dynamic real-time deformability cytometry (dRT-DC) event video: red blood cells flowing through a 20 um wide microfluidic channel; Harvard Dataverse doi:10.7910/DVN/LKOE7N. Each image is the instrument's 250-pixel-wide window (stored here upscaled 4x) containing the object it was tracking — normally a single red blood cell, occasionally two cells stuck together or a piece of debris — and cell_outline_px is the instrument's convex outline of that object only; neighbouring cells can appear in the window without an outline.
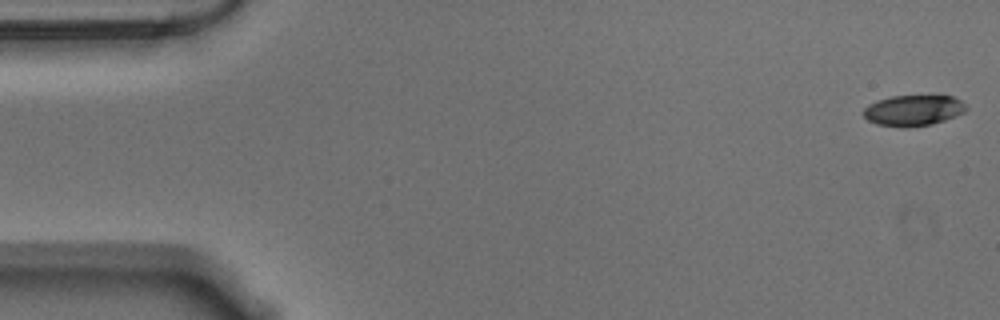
{"species": "Egyptian fruit bat (a non-hibernating species)", "species_latin": "Rousettus aegyptiacus", "temperature_condition": "warm", "stored_images_in_passage": 56, "camera_frame_rate_fps": 3000, "um_per_image_px": 0.085, "animal": {"sex": "male"}, "frame": {"image": 1, "passage_image": 1, "time_ms": 0.0, "image_size_px": [1000, 320], "cell_outline_px": [[968, 108], [964, 112], [956, 116], [932, 124], [908, 128], [900, 128], [876, 124], [868, 120], [864, 116], [864, 108], [868, 104], [876, 100], [892, 96], [952, 96], [960, 100]], "centroid_in_image_um": [77.61, 9.4], "position_along_channel_um": 7.4, "area_um2": 18.55}}
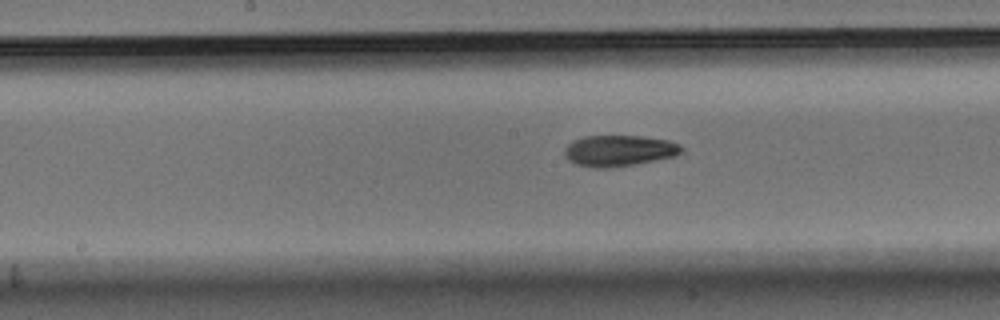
{"frame": {"image": 2, "passage_image": 28, "time_ms": 9.0, "image_size_px": [1000, 320], "cell_outline_px": [[684, 148], [676, 156], [636, 164], [608, 168], [592, 168], [576, 164], [568, 160], [564, 152], [564, 148], [572, 140], [584, 136], [640, 136], [668, 140], [680, 144]], "centroid_in_image_um": [52.6, 12.81], "position_along_channel_um": 195.6, "area_um2": 21.33}}
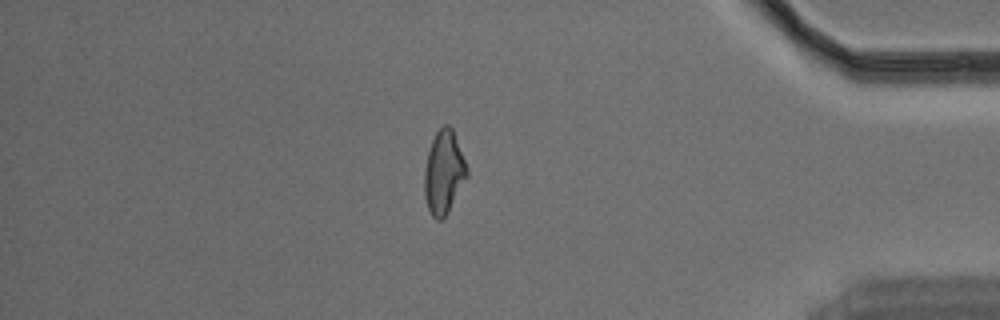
{"frame": {"image": 3, "passage_image": 48, "time_ms": 15.667, "image_size_px": [1000, 320], "cell_outline_px": [[468, 176], [448, 212], [440, 220], [436, 220], [432, 216], [428, 208], [424, 196], [424, 172], [428, 152], [432, 140], [436, 132], [444, 124], [448, 124], [452, 128], [468, 168]], "centroid_in_image_um": [37.72, 14.65], "position_along_channel_um": 397.5, "area_um2": 20.58}, "authors_computed_cell_mechanics": {"area_um2": 20.4323, "velocity_mm_per_s": 3.5624, "shape_relaxation_time_tau1_ms": 5.593, "shape_relaxation_time_tau2_ms": 4.2778, "deformation_change_tau1": 0.1855, "deformation_change_tau2": 0.1089}}